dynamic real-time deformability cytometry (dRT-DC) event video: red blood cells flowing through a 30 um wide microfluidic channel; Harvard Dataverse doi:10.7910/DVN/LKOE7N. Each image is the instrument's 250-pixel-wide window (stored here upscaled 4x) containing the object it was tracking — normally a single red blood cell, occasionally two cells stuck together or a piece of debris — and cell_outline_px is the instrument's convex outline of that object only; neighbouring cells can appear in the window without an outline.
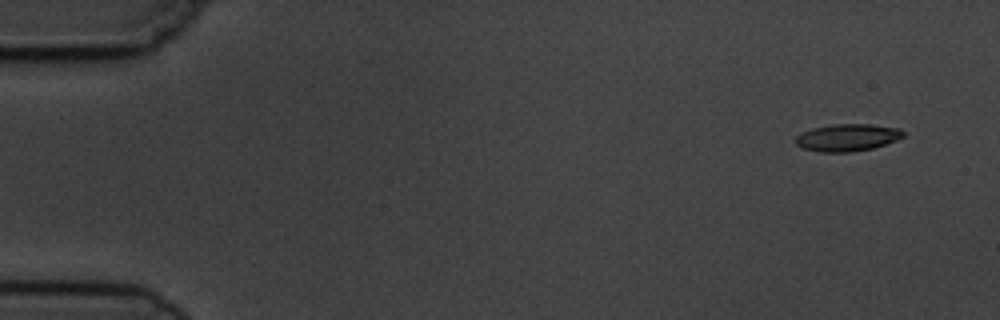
{"species": "common noctule bat (a hibernating species)", "species_latin": "Nyctalus noctula", "temperature_condition": "cold", "stored_images_in_passage": 7, "camera_frame_rate_fps": 3000, "um_per_image_px": 0.085, "animal": {"sex": "male", "body_mass_g": 19.5, "forearm_length_mm": 54.6}, "frame": {"image": 1, "passage_image": 1, "time_ms": 0.0, "image_size_px": [1000, 320], "cell_outline_px": [[904, 136], [896, 140], [872, 148], [852, 152], [820, 152], [804, 148], [796, 144], [796, 136], [812, 128], [832, 124], [872, 124], [900, 128], [904, 132]], "centroid_in_image_um": [72.05, 11.68], "position_along_channel_um": 13.0, "area_um2": 16.99}}
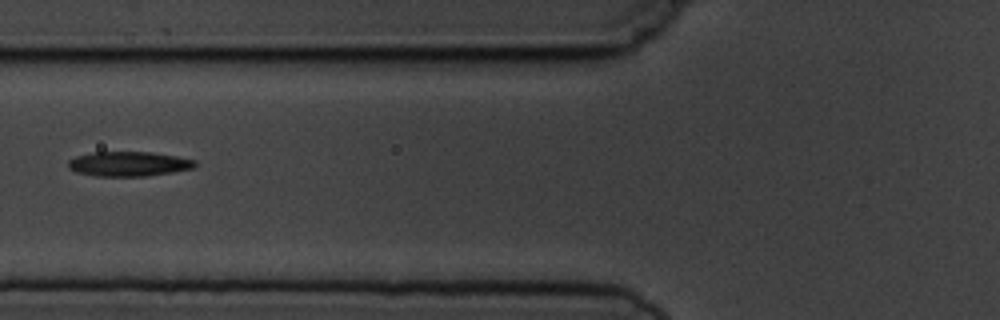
{"frame": {"image": 2, "passage_image": 6, "time_ms": 6.0, "image_size_px": [1000, 320], "cell_outline_px": [[196, 164], [192, 168], [172, 172], [148, 176], [96, 176], [76, 172], [68, 168], [68, 160], [76, 156], [92, 152], [152, 152], [176, 156], [196, 160]], "centroid_in_image_um": [10.91, 13.93], "position_along_channel_um": 114.9, "area_um2": 18.26}}
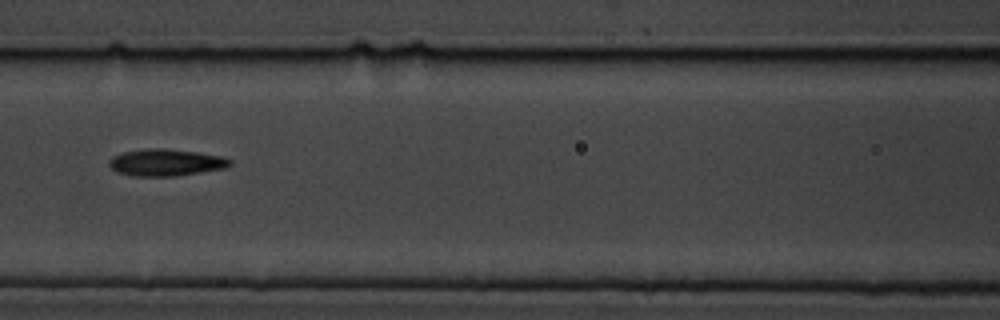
{"frame": {"image": 3, "passage_image": 7, "time_ms": 7.0, "image_size_px": [1000, 320], "cell_outline_px": [[232, 164], [228, 168], [176, 176], [132, 176], [116, 172], [108, 164], [108, 160], [112, 156], [124, 152], [148, 148], [160, 148], [196, 152], [224, 156], [232, 160]], "centroid_in_image_um": [14.12, 13.82], "position_along_channel_um": 152.5, "area_um2": 19.13}}